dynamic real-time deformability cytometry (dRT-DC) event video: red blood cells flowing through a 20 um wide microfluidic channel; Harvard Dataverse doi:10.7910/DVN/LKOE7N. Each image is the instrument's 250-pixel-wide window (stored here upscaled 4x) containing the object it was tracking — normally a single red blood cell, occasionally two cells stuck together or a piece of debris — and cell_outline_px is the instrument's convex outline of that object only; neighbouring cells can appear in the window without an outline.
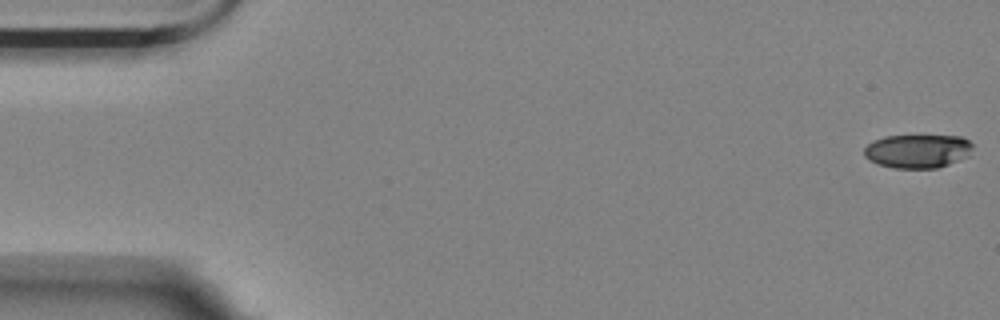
{"species": "Egyptian fruit bat (a non-hibernating species)", "species_latin": "Rousettus aegyptiacus", "temperature_condition": "room temperature", "stored_images_in_passage": 25, "camera_frame_rate_fps": 3000, "um_per_image_px": 0.085, "animal": {"sex": "female"}, "frame": {"image": 1, "passage_image": 1, "time_ms": 0.0, "image_size_px": [1000, 320], "cell_outline_px": [[972, 148], [968, 156], [948, 164], [936, 168], [896, 168], [876, 164], [868, 160], [864, 156], [864, 148], [872, 140], [884, 136], [960, 136], [968, 140], [972, 144]], "centroid_in_image_um": [77.95, 12.84], "position_along_channel_um": 7.0, "area_um2": 21.33}}
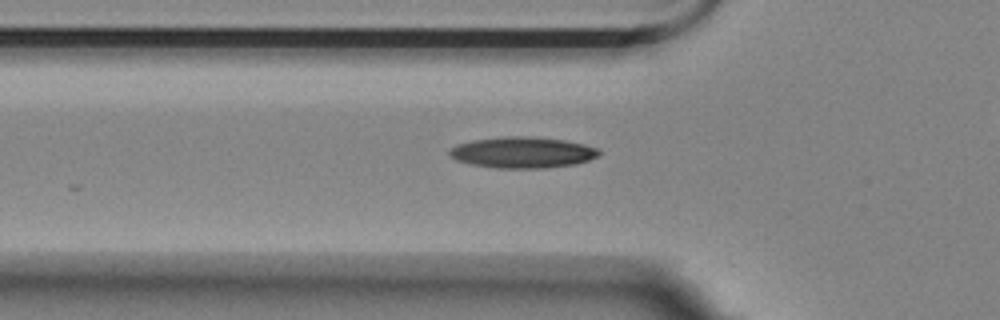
{"frame": {"image": 2, "passage_image": 19, "time_ms": 6.0, "image_size_px": [1000, 320], "cell_outline_px": [[600, 156], [576, 164], [544, 168], [496, 168], [472, 164], [456, 160], [448, 152], [456, 144], [472, 140], [504, 136], [524, 136], [564, 140], [584, 144], [600, 148]], "centroid_in_image_um": [44.45, 12.95], "position_along_channel_um": 81.4, "area_um2": 27.11}}
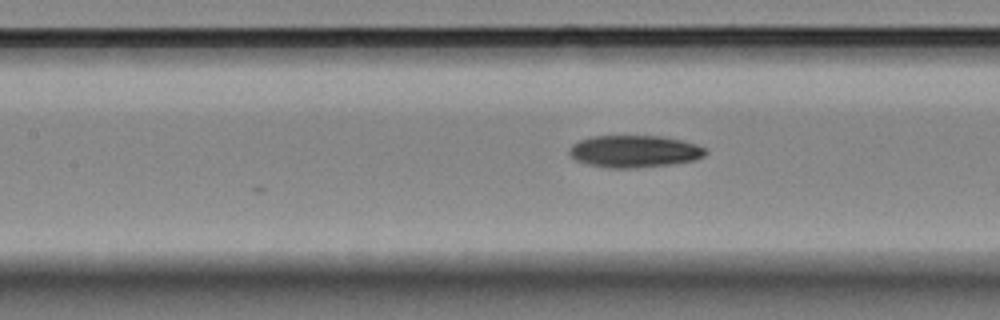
{"frame": {"image": 3, "passage_image": 25, "time_ms": 8.0, "image_size_px": [1000, 320], "cell_outline_px": [[708, 152], [704, 156], [696, 160], [672, 164], [632, 168], [612, 168], [588, 164], [576, 160], [568, 152], [572, 144], [580, 140], [592, 136], [660, 136], [680, 140], [696, 144], [708, 148]], "centroid_in_image_um": [53.96, 12.86], "position_along_channel_um": 153.4, "area_um2": 25.49}}